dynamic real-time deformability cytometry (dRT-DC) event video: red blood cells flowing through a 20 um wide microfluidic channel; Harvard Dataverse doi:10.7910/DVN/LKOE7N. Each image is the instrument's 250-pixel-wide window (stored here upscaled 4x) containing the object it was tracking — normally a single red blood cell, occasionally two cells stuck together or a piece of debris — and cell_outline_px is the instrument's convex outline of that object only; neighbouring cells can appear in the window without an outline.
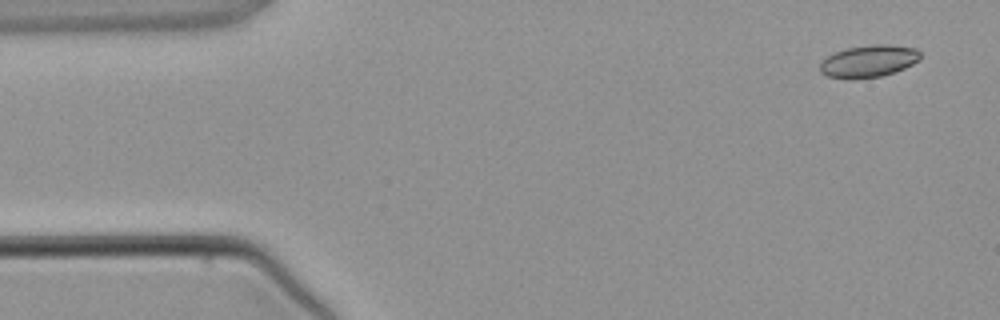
{"species": "common noctule bat (a hibernating species)", "species_latin": "Nyctalus noctula", "temperature_condition": "warm", "stored_images_in_passage": 4, "camera_frame_rate_fps": 3000, "um_per_image_px": 0.085, "animal": {"sex": "male", "body_mass_g": 21.5, "forearm_length_mm": 52.0}, "frame": {"image": 1, "passage_image": 1, "time_ms": 0.0, "image_size_px": [1000, 320], "cell_outline_px": [[920, 60], [904, 68], [880, 76], [828, 76], [820, 72], [820, 64], [832, 52], [848, 48], [872, 44], [888, 44], [916, 48], [920, 52]], "centroid_in_image_um": [73.88, 5.14], "position_along_channel_um": 11.1, "area_um2": 18.09}}
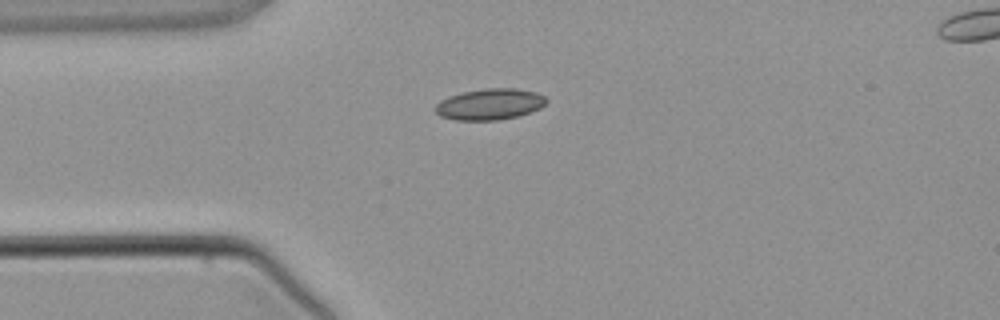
{"frame": {"image": 2, "passage_image": 3, "time_ms": 2.667, "image_size_px": [1000, 320], "cell_outline_px": [[548, 100], [540, 108], [532, 112], [520, 116], [500, 120], [456, 120], [440, 116], [436, 112], [436, 104], [440, 100], [448, 96], [464, 92], [488, 88], [516, 88], [536, 92], [544, 96]], "centroid_in_image_um": [41.66, 8.86], "position_along_channel_um": 43.3, "area_um2": 20.23}}